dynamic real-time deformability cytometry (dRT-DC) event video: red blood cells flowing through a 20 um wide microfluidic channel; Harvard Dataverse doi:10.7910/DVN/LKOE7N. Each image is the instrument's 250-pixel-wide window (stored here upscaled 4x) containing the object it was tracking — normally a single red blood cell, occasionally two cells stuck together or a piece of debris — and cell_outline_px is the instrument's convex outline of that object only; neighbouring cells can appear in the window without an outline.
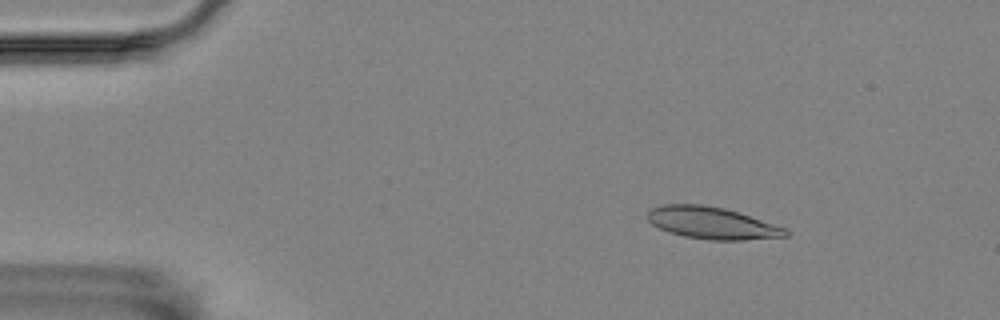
{"species": "Egyptian fruit bat (a non-hibernating species)", "species_latin": "Rousettus aegyptiacus", "temperature_condition": "room temperature", "stored_images_in_passage": 56, "camera_frame_rate_fps": 3000, "um_per_image_px": 0.085, "animal": {"sex": "female"}, "frame": {"image": 1, "passage_image": 8, "time_ms": 2.333, "image_size_px": [1000, 320], "cell_outline_px": [[788, 236], [744, 240], [708, 240], [684, 236], [668, 232], [652, 224], [648, 220], [648, 212], [652, 208], [664, 204], [704, 204], [724, 208], [740, 212], [788, 228]], "centroid_in_image_um": [60.56, 18.95], "position_along_channel_um": 24.4, "area_um2": 25.95}}
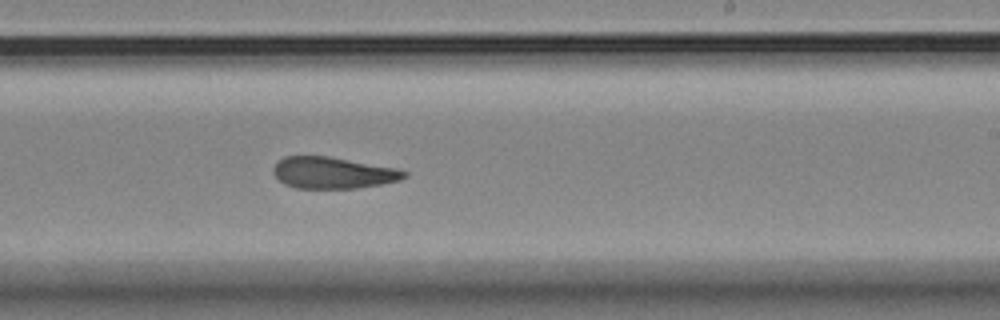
{"frame": {"image": 2, "passage_image": 34, "time_ms": 11.0, "image_size_px": [1000, 320], "cell_outline_px": [[408, 176], [400, 180], [380, 184], [356, 188], [296, 188], [284, 184], [272, 172], [272, 168], [284, 156], [328, 156], [396, 168], [408, 172]], "centroid_in_image_um": [28.3, 14.69], "position_along_channel_um": 260.7, "area_um2": 23.93}}
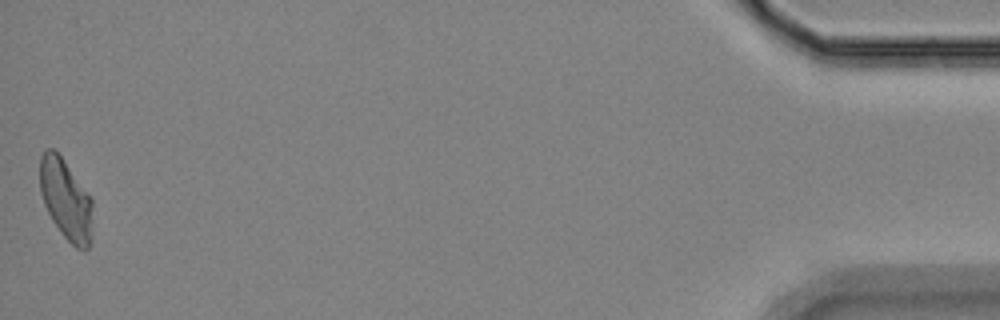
{"frame": {"image": 3, "passage_image": 56, "time_ms": 18.333, "image_size_px": [1000, 320], "cell_outline_px": [[92, 240], [88, 248], [84, 252], [76, 248], [60, 232], [52, 220], [44, 204], [40, 192], [40, 156], [48, 148], [52, 148], [60, 156], [92, 200]], "centroid_in_image_um": [5.6, 17.03], "position_along_channel_um": 429.6, "area_um2": 24.51}, "authors_computed_cell_mechanics": {"area_um2": 24.854, "velocity_mm_per_s": 3.5293, "shape_relaxation_time_tau1_ms": null, "shape_relaxation_time_tau2_ms": 10.6229, "deformation_change_tau1": null, "deformation_change_tau2": 0.1987}}